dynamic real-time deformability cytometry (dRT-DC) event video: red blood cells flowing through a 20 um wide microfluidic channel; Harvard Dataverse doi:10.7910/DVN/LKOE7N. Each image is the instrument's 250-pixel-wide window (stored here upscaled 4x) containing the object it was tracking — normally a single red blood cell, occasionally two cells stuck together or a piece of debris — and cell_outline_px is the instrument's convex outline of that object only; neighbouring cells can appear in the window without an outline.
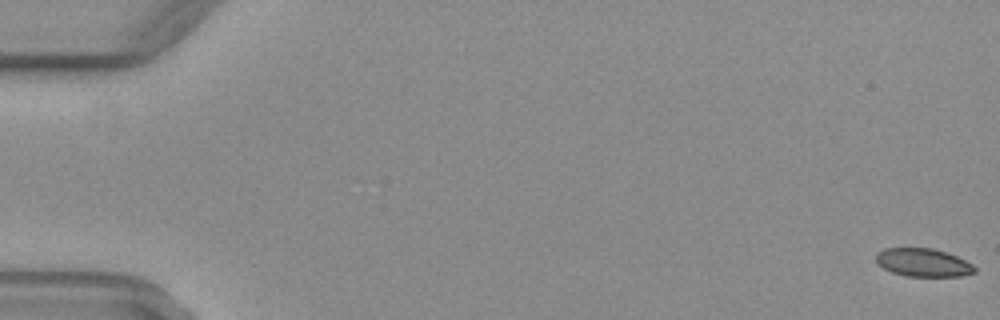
{"species": "common noctule bat (a hibernating species)", "species_latin": "Nyctalus noctula", "temperature_condition": "warm", "stored_images_in_passage": 54, "camera_frame_rate_fps": 3000, "um_per_image_px": 0.085, "animal": {"sex": "female", "body_mass_g": 29.2, "forearm_length_mm": 56.3}, "frame": {"image": 1, "passage_image": 1, "time_ms": 0.0, "image_size_px": [1000, 320], "cell_outline_px": [[976, 272], [960, 276], [904, 276], [892, 272], [884, 268], [876, 260], [876, 252], [884, 248], [932, 248], [948, 252], [972, 264], [976, 268]], "centroid_in_image_um": [78.47, 22.31], "position_along_channel_um": 6.5, "area_um2": 16.18}}
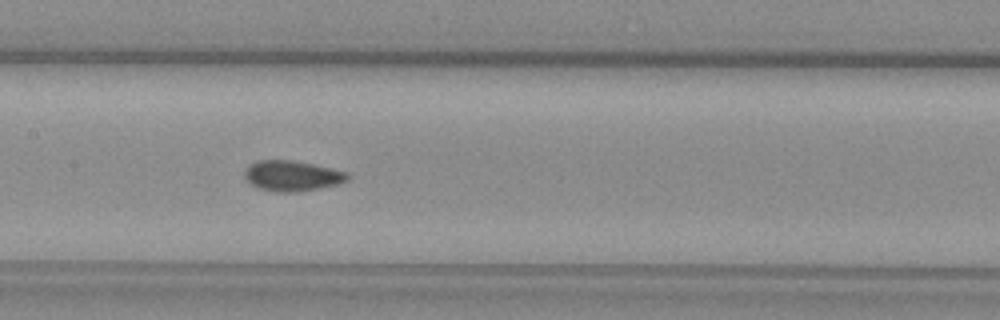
{"frame": {"image": 2, "passage_image": 27, "time_ms": 8.667, "image_size_px": [1000, 320], "cell_outline_px": [[348, 180], [340, 184], [296, 192], [276, 192], [256, 188], [244, 176], [244, 172], [248, 164], [256, 160], [292, 160], [312, 164], [348, 172]], "centroid_in_image_um": [24.8, 14.94], "position_along_channel_um": 182.6, "area_um2": 18.32}}
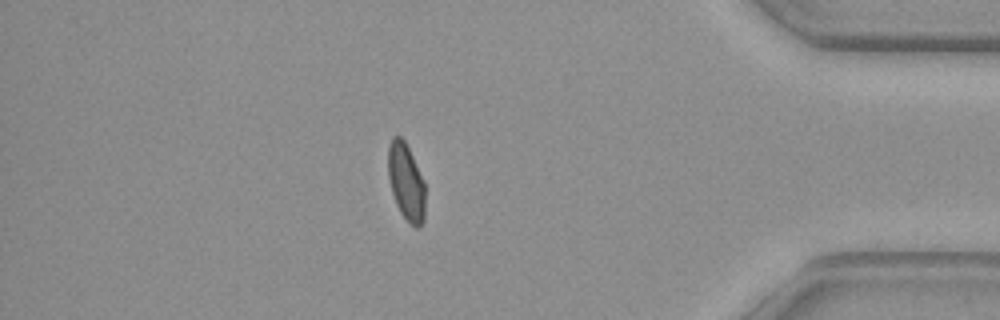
{"frame": {"image": 3, "passage_image": 46, "time_ms": 15.0, "image_size_px": [1000, 320], "cell_outline_px": [[424, 220], [416, 228], [400, 212], [396, 204], [392, 192], [388, 176], [388, 144], [392, 136], [400, 136], [404, 140], [424, 180]], "centroid_in_image_um": [34.5, 15.42], "position_along_channel_um": 400.7, "area_um2": 16.42}}